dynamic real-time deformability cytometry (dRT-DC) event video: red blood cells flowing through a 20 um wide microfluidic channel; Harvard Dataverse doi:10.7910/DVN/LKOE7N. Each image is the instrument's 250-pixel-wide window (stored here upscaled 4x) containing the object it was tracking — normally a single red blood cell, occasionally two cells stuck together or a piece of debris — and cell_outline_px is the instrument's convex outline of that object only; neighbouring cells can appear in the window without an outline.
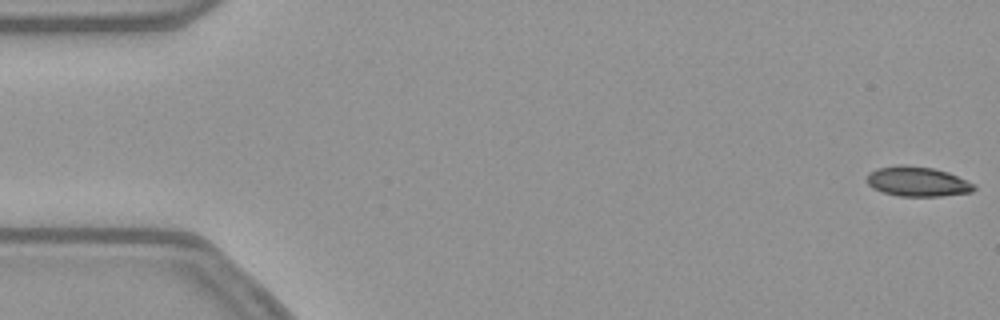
{"species": "common noctule bat (a hibernating species)", "species_latin": "Nyctalus noctula", "temperature_condition": "warm", "stored_images_in_passage": 17, "camera_frame_rate_fps": 3000, "um_per_image_px": 0.085, "animal": {"sex": "female", "body_mass_g": 21.9}, "frame": {"image": 1, "passage_image": 1, "time_ms": 0.0, "image_size_px": [1000, 320], "cell_outline_px": [[976, 188], [972, 192], [940, 196], [900, 196], [884, 192], [872, 188], [868, 184], [868, 172], [876, 168], [900, 164], [904, 164], [932, 168], [948, 172], [972, 184]], "centroid_in_image_um": [77.94, 15.42], "position_along_channel_um": 7.1, "area_um2": 18.44}}